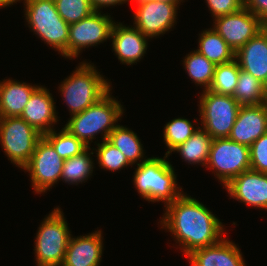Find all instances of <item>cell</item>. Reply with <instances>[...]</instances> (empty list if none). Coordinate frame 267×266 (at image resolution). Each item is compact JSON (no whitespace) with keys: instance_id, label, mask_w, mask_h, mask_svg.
<instances>
[{"instance_id":"6da1fadb","label":"cell","mask_w":267,"mask_h":266,"mask_svg":"<svg viewBox=\"0 0 267 266\" xmlns=\"http://www.w3.org/2000/svg\"><path fill=\"white\" fill-rule=\"evenodd\" d=\"M183 193L168 204L161 228L168 230L187 256L193 250L207 247L223 239L224 225L201 202Z\"/></svg>"},{"instance_id":"7a4b0ae2","label":"cell","mask_w":267,"mask_h":266,"mask_svg":"<svg viewBox=\"0 0 267 266\" xmlns=\"http://www.w3.org/2000/svg\"><path fill=\"white\" fill-rule=\"evenodd\" d=\"M166 158L167 155L149 157L144 162H137L133 179L142 198L148 202L162 201L165 207L184 193L181 187H177L174 167Z\"/></svg>"},{"instance_id":"3957f363","label":"cell","mask_w":267,"mask_h":266,"mask_svg":"<svg viewBox=\"0 0 267 266\" xmlns=\"http://www.w3.org/2000/svg\"><path fill=\"white\" fill-rule=\"evenodd\" d=\"M110 89L102 98L81 113L72 115L64 128L76 136L86 146L101 132L102 141L107 140L111 131L118 125L124 109Z\"/></svg>"},{"instance_id":"277c9868","label":"cell","mask_w":267,"mask_h":266,"mask_svg":"<svg viewBox=\"0 0 267 266\" xmlns=\"http://www.w3.org/2000/svg\"><path fill=\"white\" fill-rule=\"evenodd\" d=\"M110 81L104 79L96 67L81 62L76 70L59 86L70 115L81 113L102 98L110 89Z\"/></svg>"},{"instance_id":"5b68a950","label":"cell","mask_w":267,"mask_h":266,"mask_svg":"<svg viewBox=\"0 0 267 266\" xmlns=\"http://www.w3.org/2000/svg\"><path fill=\"white\" fill-rule=\"evenodd\" d=\"M25 19L42 41L68 58L69 24L59 15L54 0H24Z\"/></svg>"},{"instance_id":"8992f818","label":"cell","mask_w":267,"mask_h":266,"mask_svg":"<svg viewBox=\"0 0 267 266\" xmlns=\"http://www.w3.org/2000/svg\"><path fill=\"white\" fill-rule=\"evenodd\" d=\"M63 214L54 208L38 227L34 247L37 266L62 265L72 236Z\"/></svg>"},{"instance_id":"52a82bcc","label":"cell","mask_w":267,"mask_h":266,"mask_svg":"<svg viewBox=\"0 0 267 266\" xmlns=\"http://www.w3.org/2000/svg\"><path fill=\"white\" fill-rule=\"evenodd\" d=\"M199 99L201 128L213 139L228 138L241 105L233 96L209 90H203Z\"/></svg>"},{"instance_id":"ba28073f","label":"cell","mask_w":267,"mask_h":266,"mask_svg":"<svg viewBox=\"0 0 267 266\" xmlns=\"http://www.w3.org/2000/svg\"><path fill=\"white\" fill-rule=\"evenodd\" d=\"M43 137L20 116L0 117V143L11 163L23 168Z\"/></svg>"},{"instance_id":"9c48e42d","label":"cell","mask_w":267,"mask_h":266,"mask_svg":"<svg viewBox=\"0 0 267 266\" xmlns=\"http://www.w3.org/2000/svg\"><path fill=\"white\" fill-rule=\"evenodd\" d=\"M205 168L212 169L215 177L225 186L234 177L251 169L249 146L229 138H215Z\"/></svg>"},{"instance_id":"30bf717a","label":"cell","mask_w":267,"mask_h":266,"mask_svg":"<svg viewBox=\"0 0 267 266\" xmlns=\"http://www.w3.org/2000/svg\"><path fill=\"white\" fill-rule=\"evenodd\" d=\"M63 164L64 159L42 137L37 142L29 162L22 169L29 172L35 193L42 194L60 180Z\"/></svg>"},{"instance_id":"8fae6325","label":"cell","mask_w":267,"mask_h":266,"mask_svg":"<svg viewBox=\"0 0 267 266\" xmlns=\"http://www.w3.org/2000/svg\"><path fill=\"white\" fill-rule=\"evenodd\" d=\"M110 15L94 11L88 17L69 25L68 59L76 58L84 48L96 46L111 38L113 24Z\"/></svg>"},{"instance_id":"7c38bea8","label":"cell","mask_w":267,"mask_h":266,"mask_svg":"<svg viewBox=\"0 0 267 266\" xmlns=\"http://www.w3.org/2000/svg\"><path fill=\"white\" fill-rule=\"evenodd\" d=\"M214 20L213 29L235 53L266 26L246 7Z\"/></svg>"},{"instance_id":"4fadbf2b","label":"cell","mask_w":267,"mask_h":266,"mask_svg":"<svg viewBox=\"0 0 267 266\" xmlns=\"http://www.w3.org/2000/svg\"><path fill=\"white\" fill-rule=\"evenodd\" d=\"M178 4L158 1L137 4L133 25L148 38L163 35L176 23Z\"/></svg>"},{"instance_id":"5bb4252c","label":"cell","mask_w":267,"mask_h":266,"mask_svg":"<svg viewBox=\"0 0 267 266\" xmlns=\"http://www.w3.org/2000/svg\"><path fill=\"white\" fill-rule=\"evenodd\" d=\"M224 187L231 198L267 210V174L249 169L231 179Z\"/></svg>"},{"instance_id":"9a60e30c","label":"cell","mask_w":267,"mask_h":266,"mask_svg":"<svg viewBox=\"0 0 267 266\" xmlns=\"http://www.w3.org/2000/svg\"><path fill=\"white\" fill-rule=\"evenodd\" d=\"M267 132V104L240 106L230 140L251 146Z\"/></svg>"},{"instance_id":"2e32d148","label":"cell","mask_w":267,"mask_h":266,"mask_svg":"<svg viewBox=\"0 0 267 266\" xmlns=\"http://www.w3.org/2000/svg\"><path fill=\"white\" fill-rule=\"evenodd\" d=\"M52 94L46 87L39 86L30 96L21 114L26 122L42 135L52 131L58 122V114Z\"/></svg>"},{"instance_id":"e0dca14e","label":"cell","mask_w":267,"mask_h":266,"mask_svg":"<svg viewBox=\"0 0 267 266\" xmlns=\"http://www.w3.org/2000/svg\"><path fill=\"white\" fill-rule=\"evenodd\" d=\"M112 48L122 64L132 65L141 58L147 50L148 37L137 28L114 23L111 31Z\"/></svg>"},{"instance_id":"ac0fdd59","label":"cell","mask_w":267,"mask_h":266,"mask_svg":"<svg viewBox=\"0 0 267 266\" xmlns=\"http://www.w3.org/2000/svg\"><path fill=\"white\" fill-rule=\"evenodd\" d=\"M239 247L227 238L193 250L186 257L191 266H246Z\"/></svg>"},{"instance_id":"d6986e66","label":"cell","mask_w":267,"mask_h":266,"mask_svg":"<svg viewBox=\"0 0 267 266\" xmlns=\"http://www.w3.org/2000/svg\"><path fill=\"white\" fill-rule=\"evenodd\" d=\"M102 240L101 230L77 238L72 236L61 266H99L103 253Z\"/></svg>"},{"instance_id":"ffe728a7","label":"cell","mask_w":267,"mask_h":266,"mask_svg":"<svg viewBox=\"0 0 267 266\" xmlns=\"http://www.w3.org/2000/svg\"><path fill=\"white\" fill-rule=\"evenodd\" d=\"M240 69L252 74L262 83L267 78V25L236 53Z\"/></svg>"},{"instance_id":"44dd1931","label":"cell","mask_w":267,"mask_h":266,"mask_svg":"<svg viewBox=\"0 0 267 266\" xmlns=\"http://www.w3.org/2000/svg\"><path fill=\"white\" fill-rule=\"evenodd\" d=\"M39 85L4 79L0 82V117L21 116L32 93Z\"/></svg>"},{"instance_id":"7402d4cb","label":"cell","mask_w":267,"mask_h":266,"mask_svg":"<svg viewBox=\"0 0 267 266\" xmlns=\"http://www.w3.org/2000/svg\"><path fill=\"white\" fill-rule=\"evenodd\" d=\"M198 40L199 47L196 50L215 65L235 59V51L213 28L201 32Z\"/></svg>"},{"instance_id":"603a6c76","label":"cell","mask_w":267,"mask_h":266,"mask_svg":"<svg viewBox=\"0 0 267 266\" xmlns=\"http://www.w3.org/2000/svg\"><path fill=\"white\" fill-rule=\"evenodd\" d=\"M213 138L201 127L184 143L178 145L172 152L180 153L185 162L206 166Z\"/></svg>"},{"instance_id":"cb8c5ba5","label":"cell","mask_w":267,"mask_h":266,"mask_svg":"<svg viewBox=\"0 0 267 266\" xmlns=\"http://www.w3.org/2000/svg\"><path fill=\"white\" fill-rule=\"evenodd\" d=\"M107 140L124 154L131 165H134L139 159L141 162L147 160L146 157L143 158V144L131 129L117 125L111 131Z\"/></svg>"},{"instance_id":"d4e9b609","label":"cell","mask_w":267,"mask_h":266,"mask_svg":"<svg viewBox=\"0 0 267 266\" xmlns=\"http://www.w3.org/2000/svg\"><path fill=\"white\" fill-rule=\"evenodd\" d=\"M89 149L91 150L88 147L79 155L64 160L60 180L71 185H78L82 182L85 183V180L87 181L90 178L94 168L91 154L93 155L94 152L88 153Z\"/></svg>"},{"instance_id":"484cf974","label":"cell","mask_w":267,"mask_h":266,"mask_svg":"<svg viewBox=\"0 0 267 266\" xmlns=\"http://www.w3.org/2000/svg\"><path fill=\"white\" fill-rule=\"evenodd\" d=\"M183 63L184 69L188 73L190 79H192L196 85H201L200 87L204 86V90H208L213 81L216 65L197 50L187 54Z\"/></svg>"},{"instance_id":"4316f807","label":"cell","mask_w":267,"mask_h":266,"mask_svg":"<svg viewBox=\"0 0 267 266\" xmlns=\"http://www.w3.org/2000/svg\"><path fill=\"white\" fill-rule=\"evenodd\" d=\"M233 97L241 106L263 104L265 103L263 83L252 74L240 69Z\"/></svg>"},{"instance_id":"83f0119b","label":"cell","mask_w":267,"mask_h":266,"mask_svg":"<svg viewBox=\"0 0 267 266\" xmlns=\"http://www.w3.org/2000/svg\"><path fill=\"white\" fill-rule=\"evenodd\" d=\"M239 73L240 66L236 59L216 65L213 81L208 90L216 94L233 96Z\"/></svg>"},{"instance_id":"f1b7e54d","label":"cell","mask_w":267,"mask_h":266,"mask_svg":"<svg viewBox=\"0 0 267 266\" xmlns=\"http://www.w3.org/2000/svg\"><path fill=\"white\" fill-rule=\"evenodd\" d=\"M43 137L53 146L58 155L64 160L79 155L88 148V146L65 128H62L58 133L53 129L44 134Z\"/></svg>"},{"instance_id":"f546056e","label":"cell","mask_w":267,"mask_h":266,"mask_svg":"<svg viewBox=\"0 0 267 266\" xmlns=\"http://www.w3.org/2000/svg\"><path fill=\"white\" fill-rule=\"evenodd\" d=\"M200 127H194V123L186 118H175L169 121L164 127V141L167 146L165 155L169 156L172 150L178 145L184 143Z\"/></svg>"},{"instance_id":"4dcf8cb0","label":"cell","mask_w":267,"mask_h":266,"mask_svg":"<svg viewBox=\"0 0 267 266\" xmlns=\"http://www.w3.org/2000/svg\"><path fill=\"white\" fill-rule=\"evenodd\" d=\"M96 145V157L99 167L115 172L116 170H121L128 165L132 166L124 154L108 140L101 141V143H97Z\"/></svg>"},{"instance_id":"1f68e13d","label":"cell","mask_w":267,"mask_h":266,"mask_svg":"<svg viewBox=\"0 0 267 266\" xmlns=\"http://www.w3.org/2000/svg\"><path fill=\"white\" fill-rule=\"evenodd\" d=\"M54 2L59 15L69 25L94 12L89 0H54Z\"/></svg>"},{"instance_id":"d6a6232c","label":"cell","mask_w":267,"mask_h":266,"mask_svg":"<svg viewBox=\"0 0 267 266\" xmlns=\"http://www.w3.org/2000/svg\"><path fill=\"white\" fill-rule=\"evenodd\" d=\"M251 169L267 174V132L249 147Z\"/></svg>"},{"instance_id":"836d02e7","label":"cell","mask_w":267,"mask_h":266,"mask_svg":"<svg viewBox=\"0 0 267 266\" xmlns=\"http://www.w3.org/2000/svg\"><path fill=\"white\" fill-rule=\"evenodd\" d=\"M213 18L239 11L245 7V0H205Z\"/></svg>"},{"instance_id":"e575fe53","label":"cell","mask_w":267,"mask_h":266,"mask_svg":"<svg viewBox=\"0 0 267 266\" xmlns=\"http://www.w3.org/2000/svg\"><path fill=\"white\" fill-rule=\"evenodd\" d=\"M245 7L267 25V0H245Z\"/></svg>"},{"instance_id":"d590c367","label":"cell","mask_w":267,"mask_h":266,"mask_svg":"<svg viewBox=\"0 0 267 266\" xmlns=\"http://www.w3.org/2000/svg\"><path fill=\"white\" fill-rule=\"evenodd\" d=\"M94 11H100L103 7L116 6L126 3L129 0H89Z\"/></svg>"},{"instance_id":"8d00e7d4","label":"cell","mask_w":267,"mask_h":266,"mask_svg":"<svg viewBox=\"0 0 267 266\" xmlns=\"http://www.w3.org/2000/svg\"><path fill=\"white\" fill-rule=\"evenodd\" d=\"M18 1H20V0H0V9H1V7L5 8L9 5H13L14 3H17Z\"/></svg>"},{"instance_id":"74e56055","label":"cell","mask_w":267,"mask_h":266,"mask_svg":"<svg viewBox=\"0 0 267 266\" xmlns=\"http://www.w3.org/2000/svg\"><path fill=\"white\" fill-rule=\"evenodd\" d=\"M263 91H264L265 104H267V78L263 82Z\"/></svg>"},{"instance_id":"f35d334b","label":"cell","mask_w":267,"mask_h":266,"mask_svg":"<svg viewBox=\"0 0 267 266\" xmlns=\"http://www.w3.org/2000/svg\"><path fill=\"white\" fill-rule=\"evenodd\" d=\"M154 1L168 2V3H181V1L183 2V0H154Z\"/></svg>"},{"instance_id":"ab89813d","label":"cell","mask_w":267,"mask_h":266,"mask_svg":"<svg viewBox=\"0 0 267 266\" xmlns=\"http://www.w3.org/2000/svg\"><path fill=\"white\" fill-rule=\"evenodd\" d=\"M131 1V0H129ZM136 2V4H141V3H145V2H148V1H154V0H133Z\"/></svg>"}]
</instances>
